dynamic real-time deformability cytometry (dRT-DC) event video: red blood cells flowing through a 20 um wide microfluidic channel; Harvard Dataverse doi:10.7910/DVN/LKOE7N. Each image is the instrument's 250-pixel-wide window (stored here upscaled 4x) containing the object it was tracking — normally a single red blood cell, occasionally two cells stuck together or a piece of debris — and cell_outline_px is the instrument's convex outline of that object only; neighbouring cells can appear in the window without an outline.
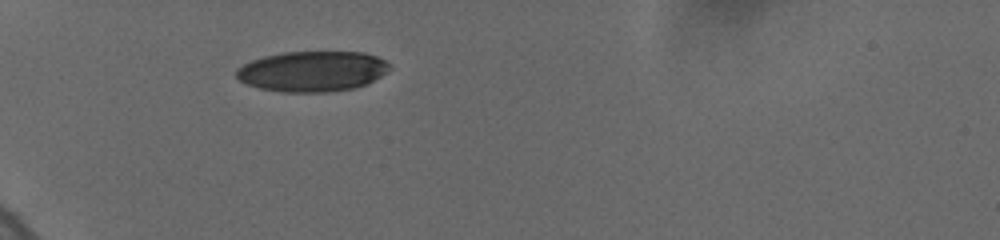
{"species": "human", "species_latin": "Homo sapiens", "temperature_condition": "cold", "stored_images_in_passage": 34, "camera_frame_rate_fps": 3000, "um_per_image_px": 0.085, "donor": {"sex": "female"}, "frame": {"image": 1, "passage_image": 1, "time_ms": 0.0, "image_size_px": [1000, 240], "cell_outline_px": [[392, 68], [380, 76], [356, 88], [328, 92], [280, 92], [260, 88], [248, 84], [240, 80], [236, 76], [236, 68], [252, 60], [264, 56], [284, 52], [364, 52], [376, 56], [384, 60]], "centroid_in_image_um": [26.54, 6.06], "position_along_channel_um": 58.5, "area_um2": 36.01}}
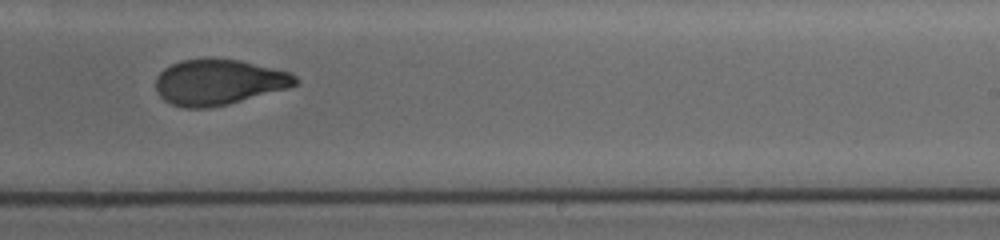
{"frame": {"image": 2, "passage_image": 18, "time_ms": 6.333, "image_size_px": [1000, 240], "cell_outline_px": [[300, 80], [296, 84], [288, 88], [228, 104], [204, 108], [184, 108], [172, 104], [164, 100], [156, 92], [156, 76], [164, 68], [180, 60], [240, 60], [292, 72]], "centroid_in_image_um": [18.6, 6.99], "position_along_channel_um": 270.4, "area_um2": 36.82}}
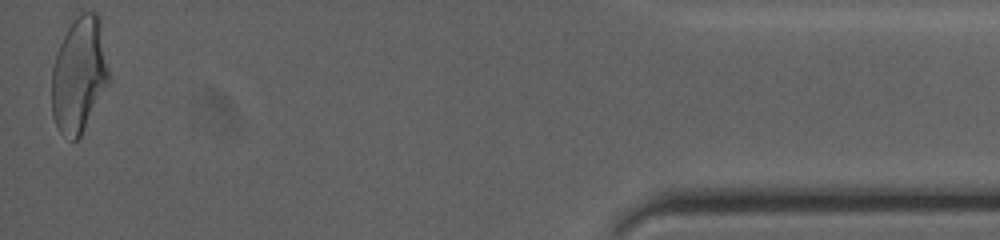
{"frame": {"image": 3, "passage_image": 34, "time_ms": 12.333, "image_size_px": [1000, 240], "cell_outline_px": [[108, 84], [80, 136], [76, 140], [72, 140], [60, 132], [52, 116], [52, 68], [60, 44], [72, 20], [80, 12], [96, 12], [100, 16], [108, 72]], "centroid_in_image_um": [6.71, 6.34], "position_along_channel_um": 428.5, "area_um2": 37.97}, "authors_computed_cell_mechanics": {"area_um2": 38.0902, "velocity_mm_per_s": 3.7063, "shape_relaxation_time_tau1_ms": 6.741, "shape_relaxation_time_tau2_ms": 1.7696, "deformation_change_tau1": 0.1909, "deformation_change_tau2": 0.0766}}